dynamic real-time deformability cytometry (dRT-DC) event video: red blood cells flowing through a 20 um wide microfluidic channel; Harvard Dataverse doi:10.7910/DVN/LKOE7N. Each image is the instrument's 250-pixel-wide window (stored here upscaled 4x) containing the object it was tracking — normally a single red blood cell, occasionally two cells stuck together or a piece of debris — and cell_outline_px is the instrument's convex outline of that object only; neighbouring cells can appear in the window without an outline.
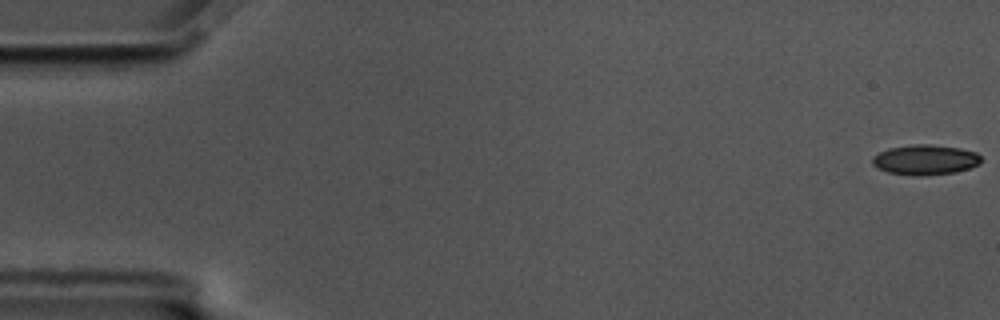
{"species": "common noctule bat (a hibernating species)", "species_latin": "Nyctalus noctula", "temperature_condition": "cold", "stored_images_in_passage": 54, "camera_frame_rate_fps": 3000, "um_per_image_px": 0.085, "animal": {"sex": "male", "body_mass_g": 17.5, "forearm_length_mm": 52.3}, "frame": {"image": 1, "passage_image": 1, "time_ms": 0.0, "image_size_px": [1000, 320], "cell_outline_px": [[980, 164], [956, 172], [924, 176], [916, 176], [888, 172], [876, 168], [872, 164], [872, 156], [888, 148], [916, 144], [928, 144], [960, 148], [976, 152], [980, 156]], "centroid_in_image_um": [78.62, 13.59], "position_along_channel_um": 6.4, "area_um2": 19.13}}
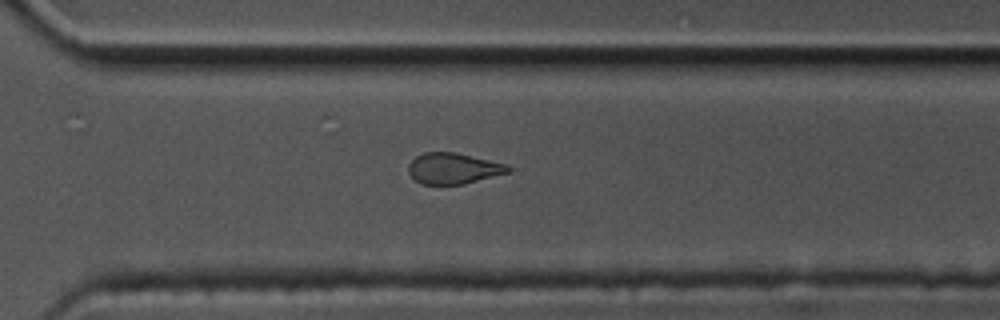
{"frame": {"image": 2, "passage_image": 41, "time_ms": 13.333, "image_size_px": [1000, 320], "cell_outline_px": [[512, 168], [508, 172], [464, 184], [420, 184], [408, 172], [408, 164], [416, 156], [424, 152], [456, 152], [508, 164]], "centroid_in_image_um": [38.53, 14.3], "position_along_channel_um": 332.1, "area_um2": 17.98}}
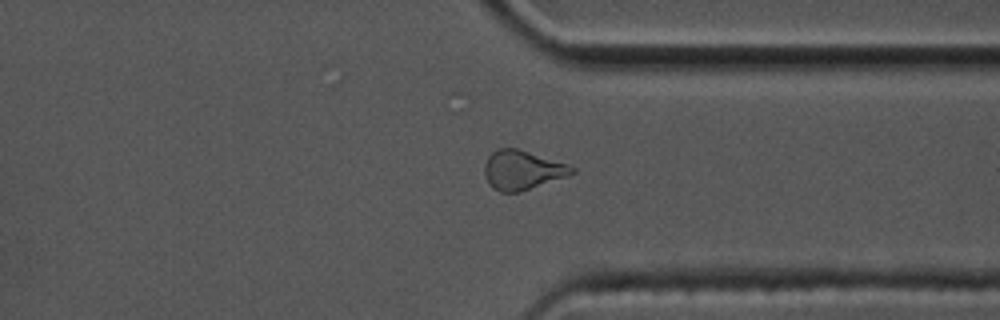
{"frame": {"image": 3, "passage_image": 44, "time_ms": 14.333, "image_size_px": [1000, 320], "cell_outline_px": [[576, 172], [520, 192], [500, 192], [492, 188], [488, 184], [484, 176], [484, 164], [488, 156], [496, 148], [516, 148], [568, 164], [576, 168]], "centroid_in_image_um": [44.34, 14.45], "position_along_channel_um": 367.1, "area_um2": 19.94}, "authors_computed_cell_mechanics": {"area_um2": 19.4208, "velocity_mm_per_s": 3.5174, "shape_relaxation_time_tau1_ms": 8.7721, "shape_relaxation_time_tau2_ms": 3.8336, "deformation_change_tau1": 0.1389, "deformation_change_tau2": 0.0998}}